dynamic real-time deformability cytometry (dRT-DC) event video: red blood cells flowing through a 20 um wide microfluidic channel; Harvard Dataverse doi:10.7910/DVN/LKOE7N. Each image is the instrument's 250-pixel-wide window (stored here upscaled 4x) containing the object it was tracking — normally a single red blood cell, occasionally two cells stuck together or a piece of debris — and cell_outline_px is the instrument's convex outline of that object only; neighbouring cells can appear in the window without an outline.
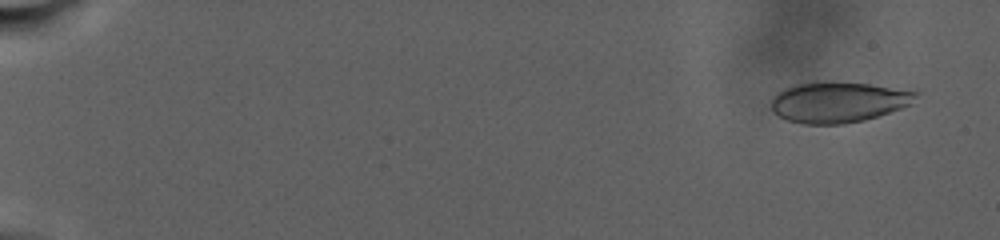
{"species": "human", "species_latin": "Homo sapiens", "temperature_condition": "warm", "stored_images_in_passage": 76, "camera_frame_rate_fps": 3000, "um_per_image_px": 0.085, "donor": {"sex": "male"}, "frame": {"image": 1, "passage_image": 5, "time_ms": 1.667, "image_size_px": [1000, 240], "cell_outline_px": [[920, 92], [912, 104], [864, 120], [844, 124], [804, 124], [788, 120], [772, 112], [772, 96], [784, 88], [796, 84], [816, 80], [868, 84]], "centroid_in_image_um": [71.22, 8.66], "position_along_channel_um": 13.8, "area_um2": 34.33}}
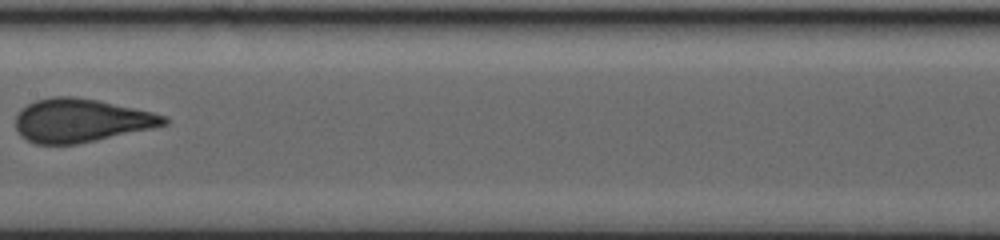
{"frame": {"image": 2, "passage_image": 43, "time_ms": 18.667, "image_size_px": [1000, 240], "cell_outline_px": [[168, 124], [152, 128], [96, 140], [76, 144], [36, 144], [20, 136], [16, 128], [16, 116], [20, 108], [36, 100], [52, 96], [72, 96], [96, 100], [152, 112], [168, 116]], "centroid_in_image_um": [6.86, 10.24], "position_along_channel_um": 200.5, "area_um2": 37.4}}
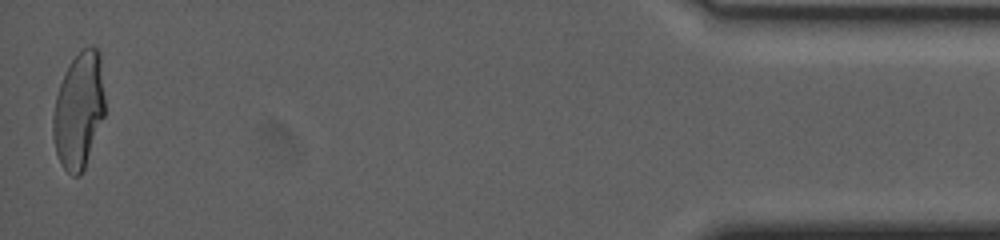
{"frame": {"image": 3, "passage_image": 76, "time_ms": 32.333, "image_size_px": [1000, 240], "cell_outline_px": [[104, 116], [84, 168], [80, 176], [72, 176], [60, 164], [56, 152], [52, 136], [52, 116], [56, 96], [64, 72], [68, 64], [84, 48], [92, 44], [100, 52], [104, 96]], "centroid_in_image_um": [6.68, 9.38], "position_along_channel_um": 428.5, "area_um2": 35.2}}